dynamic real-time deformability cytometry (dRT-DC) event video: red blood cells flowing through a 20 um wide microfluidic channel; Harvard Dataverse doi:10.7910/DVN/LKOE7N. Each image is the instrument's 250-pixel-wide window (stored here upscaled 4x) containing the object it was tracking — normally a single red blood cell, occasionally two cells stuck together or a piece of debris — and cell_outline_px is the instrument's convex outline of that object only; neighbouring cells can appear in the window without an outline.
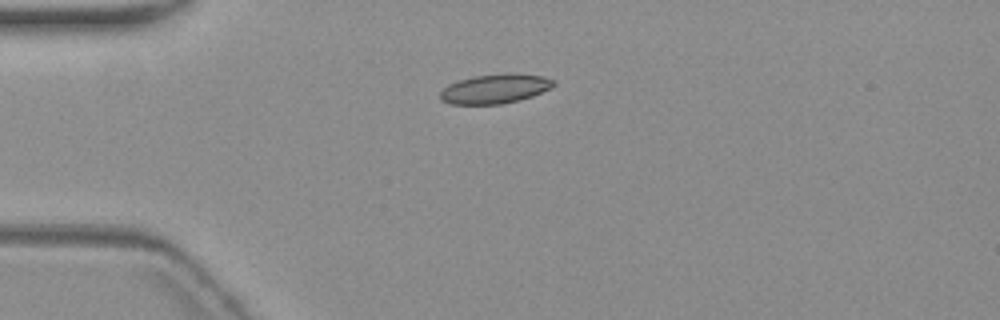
{"species": "common noctule bat (a hibernating species)", "species_latin": "Nyctalus noctula", "temperature_condition": "warm", "stored_images_in_passage": 5, "camera_frame_rate_fps": 3000, "um_per_image_px": 0.085, "animal": {"sex": "female", "body_mass_g": 19.3, "forearm_length_mm": 54.1}, "frame": {"image": 1, "passage_image": 1, "time_ms": 0.0, "image_size_px": [1000, 320], "cell_outline_px": [[556, 84], [532, 96], [520, 100], [500, 104], [452, 104], [440, 100], [440, 92], [448, 84], [472, 76], [504, 72], [512, 72], [544, 76], [552, 80]], "centroid_in_image_um": [42.06, 7.52], "position_along_channel_um": 42.9, "area_um2": 19.54}}
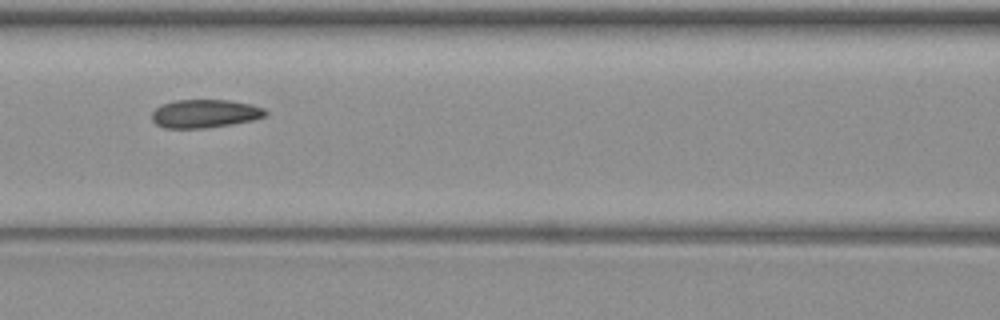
{"frame": {"image": 2, "passage_image": 4, "time_ms": 3.667, "image_size_px": [1000, 320], "cell_outline_px": [[268, 112], [264, 116], [252, 120], [232, 124], [204, 128], [164, 128], [156, 124], [152, 120], [152, 112], [156, 108], [164, 104], [176, 100], [228, 100], [252, 104], [264, 108]], "centroid_in_image_um": [17.42, 9.66], "position_along_channel_um": 149.2, "area_um2": 18.67}}
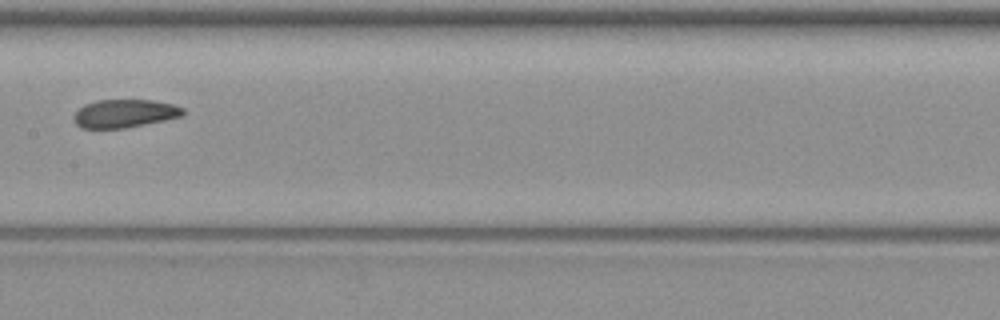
{"frame": {"image": 3, "passage_image": 5, "time_ms": 5.0, "image_size_px": [1000, 320], "cell_outline_px": [[184, 112], [180, 116], [164, 120], [124, 128], [80, 128], [76, 124], [76, 112], [84, 104], [96, 100], [152, 100], [172, 104], [184, 108]], "centroid_in_image_um": [10.59, 9.64], "position_along_channel_um": 196.8, "area_um2": 17.63}}